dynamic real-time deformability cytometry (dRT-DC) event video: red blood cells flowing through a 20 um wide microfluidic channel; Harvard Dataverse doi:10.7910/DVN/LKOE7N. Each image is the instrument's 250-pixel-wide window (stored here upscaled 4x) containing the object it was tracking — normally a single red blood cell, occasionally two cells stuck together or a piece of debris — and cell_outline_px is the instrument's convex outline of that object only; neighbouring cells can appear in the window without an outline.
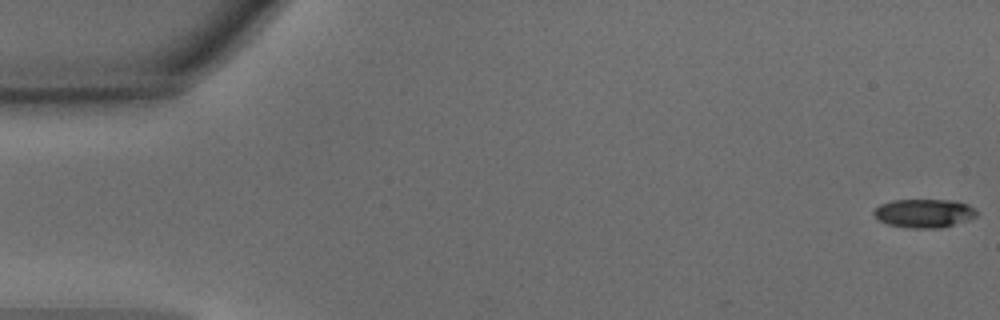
{"species": "common noctule bat (a hibernating species)", "species_latin": "Nyctalus noctula", "temperature_condition": "warm", "stored_images_in_passage": 38, "camera_frame_rate_fps": 3000, "um_per_image_px": 0.085, "animal": {"sex": "male", "body_mass_g": 15.6}, "frame": {"image": 1, "passage_image": 1, "time_ms": 0.0, "image_size_px": [1000, 320], "cell_outline_px": [[980, 212], [976, 216], [968, 220], [940, 228], [912, 228], [888, 224], [880, 220], [872, 212], [880, 204], [892, 200], [952, 200], [968, 204], [976, 208]], "centroid_in_image_um": [78.6, 18.12], "position_along_channel_um": 6.4, "area_um2": 17.17}}
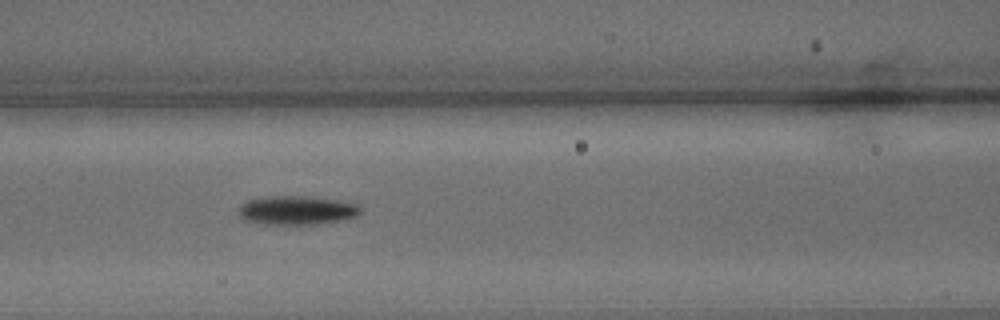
{"frame": {"image": 2, "passage_image": 20, "time_ms": 6.333, "image_size_px": [1000, 320], "cell_outline_px": [[360, 212], [356, 216], [340, 220], [312, 224], [268, 224], [244, 220], [240, 216], [240, 204], [248, 200], [268, 196], [304, 196], [336, 200], [356, 204], [360, 208]], "centroid_in_image_um": [25.19, 17.87], "position_along_channel_um": 141.4, "area_um2": 20.11}}
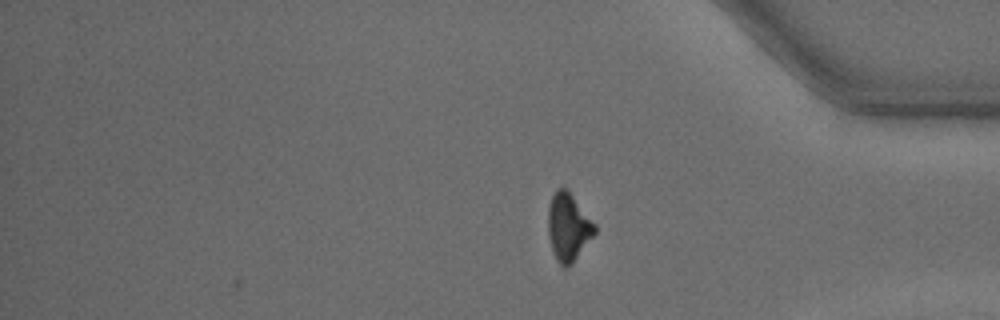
{"frame": {"image": 3, "passage_image": 38, "time_ms": 12.333, "image_size_px": [1000, 320], "cell_outline_px": [[596, 232], [572, 264], [568, 268], [564, 268], [556, 260], [552, 252], [548, 236], [548, 208], [552, 196], [556, 188], [568, 188], [596, 224]], "centroid_in_image_um": [48.3, 19.29], "position_along_channel_um": 386.9, "area_um2": 18.79}, "authors_computed_cell_mechanics": {"area_um2": 18.8139, "velocity_mm_per_s": 4.3797, "shape_relaxation_time_tau1_ms": 2.3599, "shape_relaxation_time_tau2_ms": null, "deformation_change_tau1": 0.1366, "deformation_change_tau2": null}}